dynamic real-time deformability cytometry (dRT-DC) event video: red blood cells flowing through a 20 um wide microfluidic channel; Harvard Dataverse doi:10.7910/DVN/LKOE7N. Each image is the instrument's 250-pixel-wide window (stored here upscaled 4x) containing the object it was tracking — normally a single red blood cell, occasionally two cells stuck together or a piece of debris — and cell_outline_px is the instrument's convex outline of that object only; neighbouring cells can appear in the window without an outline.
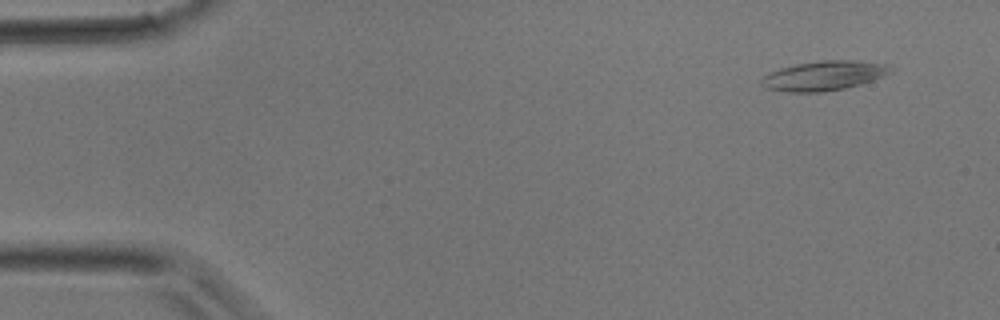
{"species": "common noctule bat (a hibernating species)", "species_latin": "Nyctalus noctula", "temperature_condition": "room temperature", "stored_images_in_passage": 39, "camera_frame_rate_fps": 3000, "um_per_image_px": 0.085, "animal": {"sex": "male", "body_mass_g": 17.9}, "frame": {"image": 1, "passage_image": 3, "time_ms": 0.667, "image_size_px": [1000, 320], "cell_outline_px": [[896, 68], [892, 72], [884, 76], [860, 84], [844, 88], [824, 92], [788, 92], [764, 88], [760, 84], [760, 80], [768, 72], [780, 68], [796, 64], [824, 60], [856, 60], [888, 64]], "centroid_in_image_um": [70.04, 6.43], "position_along_channel_um": 15.0, "area_um2": 22.48}}
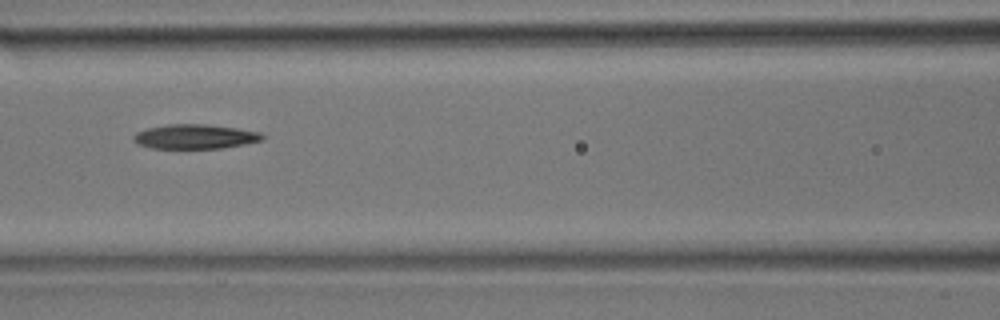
{"frame": {"image": 2, "passage_image": 17, "time_ms": 5.333, "image_size_px": [1000, 320], "cell_outline_px": [[264, 140], [224, 148], [152, 148], [136, 144], [132, 140], [132, 136], [136, 132], [148, 128], [168, 124], [204, 124], [236, 128], [260, 132], [264, 136]], "centroid_in_image_um": [16.55, 11.61], "position_along_channel_um": 150.0, "area_um2": 18.44}}
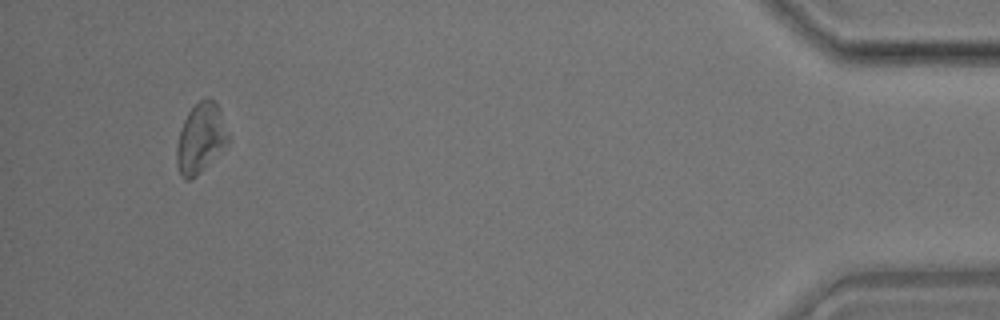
{"frame": {"image": 3, "passage_image": 37, "time_ms": 12.0, "image_size_px": [1000, 320], "cell_outline_px": [[232, 140], [196, 176], [188, 180], [180, 172], [176, 164], [176, 148], [180, 132], [184, 120], [188, 112], [200, 100], [208, 96], [216, 100]], "centroid_in_image_um": [17.1, 11.7], "position_along_channel_um": 418.1, "area_um2": 20.98}}